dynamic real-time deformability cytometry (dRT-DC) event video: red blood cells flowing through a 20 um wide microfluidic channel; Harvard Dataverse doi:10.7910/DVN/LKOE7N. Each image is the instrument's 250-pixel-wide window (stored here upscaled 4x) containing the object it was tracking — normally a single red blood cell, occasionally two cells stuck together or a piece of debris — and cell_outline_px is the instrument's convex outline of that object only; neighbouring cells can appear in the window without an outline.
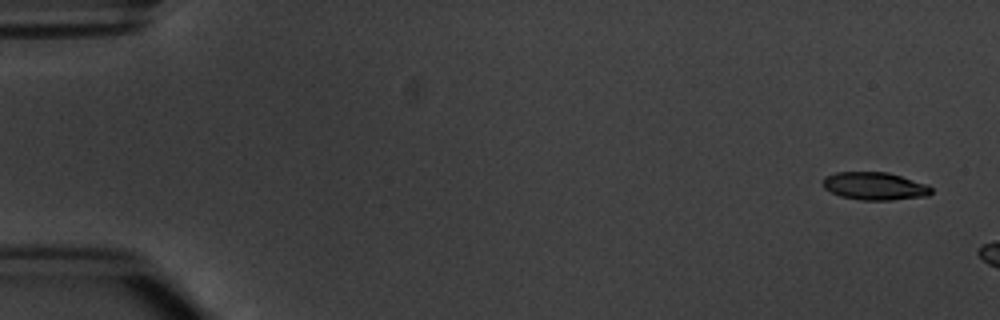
{"species": "common noctule bat (a hibernating species)", "species_latin": "Nyctalus noctula", "temperature_condition": "warm", "stored_images_in_passage": 3, "camera_frame_rate_fps": 3000, "um_per_image_px": 0.085, "animal": {"sex": "male", "body_mass_g": 20.1, "forearm_length_mm": 53.5}, "frame": {"image": 1, "passage_image": 1, "time_ms": 0.0, "image_size_px": [1000, 320], "cell_outline_px": [[932, 192], [928, 196], [892, 200], [860, 200], [840, 196], [824, 188], [824, 176], [836, 172], [888, 172], [928, 184], [932, 188]], "centroid_in_image_um": [74.38, 15.82], "position_along_channel_um": 10.6, "area_um2": 17.63}}